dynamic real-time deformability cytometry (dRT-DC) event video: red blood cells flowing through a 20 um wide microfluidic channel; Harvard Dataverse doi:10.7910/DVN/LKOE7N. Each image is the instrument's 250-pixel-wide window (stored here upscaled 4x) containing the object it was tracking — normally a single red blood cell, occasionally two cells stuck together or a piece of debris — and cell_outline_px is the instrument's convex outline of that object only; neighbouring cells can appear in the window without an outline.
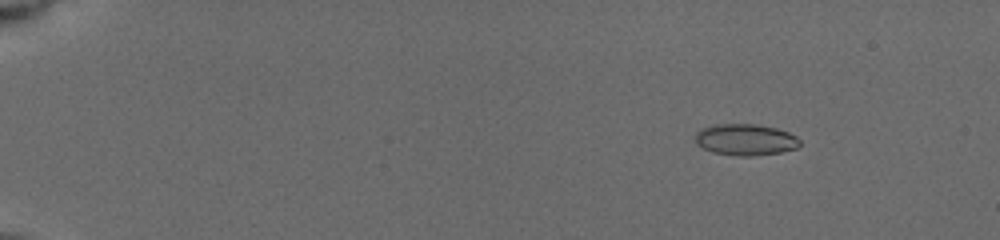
{"species": "common noctule bat (a hibernating species)", "species_latin": "Nyctalus noctula", "temperature_condition": "cold", "stored_images_in_passage": 18, "camera_frame_rate_fps": 3000, "um_per_image_px": 0.085, "animal": {"sex": "female", "body_mass_g": 19.5, "forearm_length_mm": 54.1}, "frame": {"image": 1, "passage_image": 4, "time_ms": 2.0, "image_size_px": [1000, 240], "cell_outline_px": [[800, 144], [796, 148], [780, 152], [752, 156], [736, 156], [712, 152], [696, 144], [696, 132], [700, 128], [716, 124], [756, 124], [776, 128], [788, 132], [796, 136], [800, 140]], "centroid_in_image_um": [63.35, 11.87], "position_along_channel_um": 21.6, "area_um2": 19.19}}
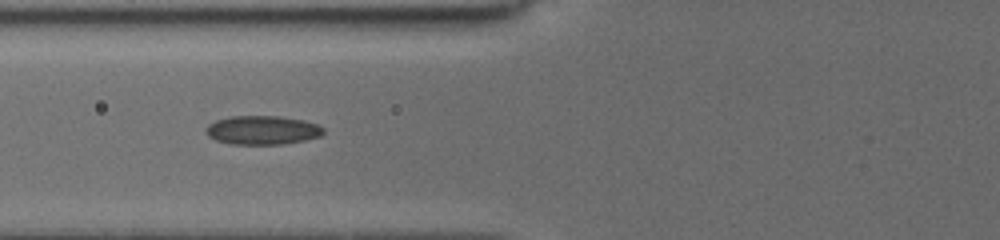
{"frame": {"image": 2, "passage_image": 12, "time_ms": 7.333, "image_size_px": [1000, 240], "cell_outline_px": [[324, 132], [320, 136], [304, 140], [280, 144], [228, 144], [216, 140], [208, 136], [208, 124], [216, 120], [232, 116], [280, 116], [304, 120], [320, 124], [324, 128]], "centroid_in_image_um": [22.34, 11.05], "position_along_channel_um": 103.5, "area_um2": 19.71}}
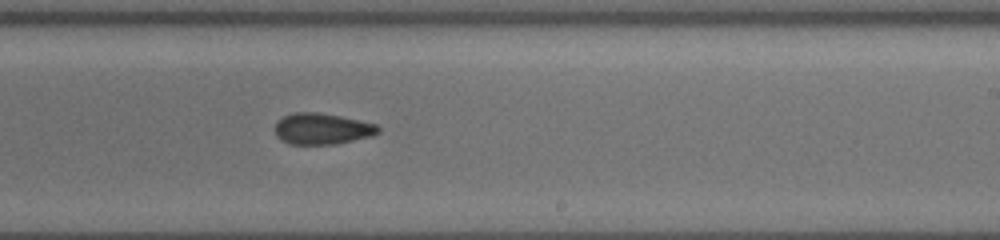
{"frame": {"image": 3, "passage_image": 18, "time_ms": 11.333, "image_size_px": [1000, 240], "cell_outline_px": [[380, 132], [372, 136], [332, 144], [288, 144], [280, 140], [276, 136], [276, 120], [292, 112], [316, 112], [340, 116], [376, 124], [380, 128]], "centroid_in_image_um": [27.34, 10.94], "position_along_channel_um": 261.7, "area_um2": 18.73}}